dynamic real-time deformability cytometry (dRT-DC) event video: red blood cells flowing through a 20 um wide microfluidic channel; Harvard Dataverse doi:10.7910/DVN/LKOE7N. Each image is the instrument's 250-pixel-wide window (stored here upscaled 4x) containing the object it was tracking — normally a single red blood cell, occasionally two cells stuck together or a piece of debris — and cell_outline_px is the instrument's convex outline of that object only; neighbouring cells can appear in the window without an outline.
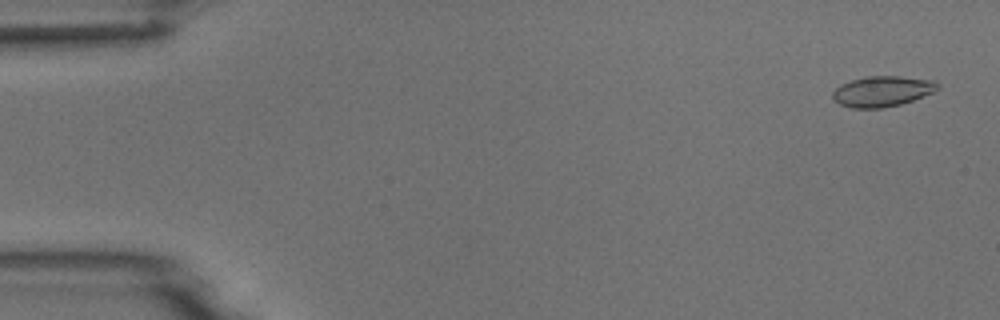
{"species": "common noctule bat (a hibernating species)", "species_latin": "Nyctalus noctula", "temperature_condition": "room temperature", "stored_images_in_passage": 5, "camera_frame_rate_fps": 3000, "um_per_image_px": 0.085, "animal": {"sex": "male", "body_mass_g": 18.8}, "frame": {"image": 1, "passage_image": 1, "time_ms": 0.0, "image_size_px": [1000, 320], "cell_outline_px": [[940, 88], [932, 92], [912, 100], [900, 104], [880, 108], [852, 108], [840, 104], [832, 100], [832, 92], [840, 84], [852, 80], [868, 76], [900, 76], [936, 80], [940, 84]], "centroid_in_image_um": [74.99, 7.75], "position_along_channel_um": 10.0, "area_um2": 18.73}}